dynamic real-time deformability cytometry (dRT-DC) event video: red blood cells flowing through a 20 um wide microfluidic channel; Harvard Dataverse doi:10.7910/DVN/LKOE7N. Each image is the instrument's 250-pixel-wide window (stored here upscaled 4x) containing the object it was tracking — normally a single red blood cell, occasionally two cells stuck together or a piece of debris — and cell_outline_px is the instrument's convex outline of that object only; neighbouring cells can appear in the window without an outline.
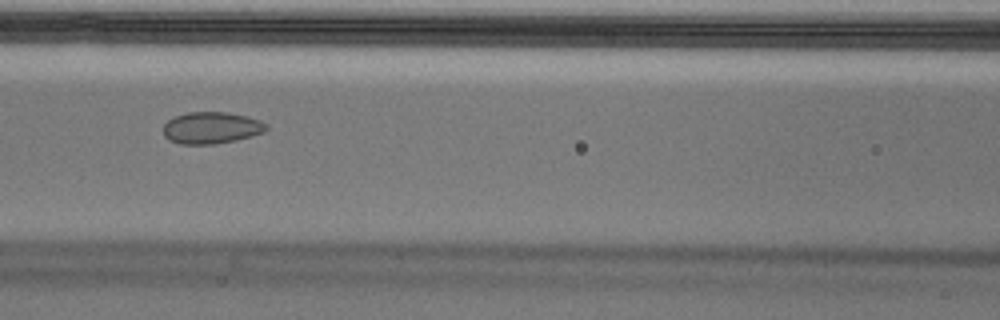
{"species": "Egyptian fruit bat (a non-hibernating species)", "species_latin": "Rousettus aegyptiacus", "temperature_condition": "cold", "stored_images_in_passage": 55, "camera_frame_rate_fps": 3000, "um_per_image_px": 0.085, "animal": {"sex": "male"}, "frame": {"image": 1, "passage_image": 24, "time_ms": 7.667, "image_size_px": [1000, 320], "cell_outline_px": [[268, 128], [264, 132], [252, 136], [236, 140], [216, 144], [180, 144], [168, 140], [164, 136], [164, 124], [168, 120], [176, 116], [188, 112], [228, 112], [248, 116], [260, 120], [268, 124]], "centroid_in_image_um": [17.99, 10.86], "position_along_channel_um": 148.6, "area_um2": 19.25}}
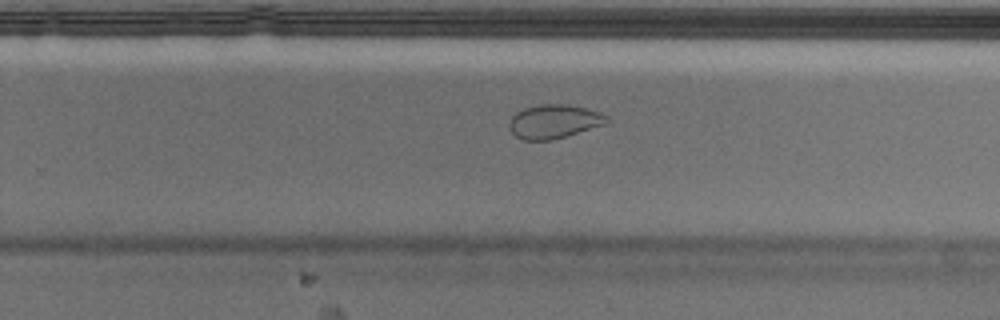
{"frame": {"image": 2, "passage_image": 35, "time_ms": 11.333, "image_size_px": [1000, 320], "cell_outline_px": [[608, 120], [604, 124], [552, 140], [524, 140], [516, 136], [508, 128], [508, 124], [512, 116], [516, 112], [524, 108], [540, 104], [568, 104], [588, 108], [600, 112], [608, 116]], "centroid_in_image_um": [47.06, 10.31], "position_along_channel_um": 282.7, "area_um2": 19.19}}
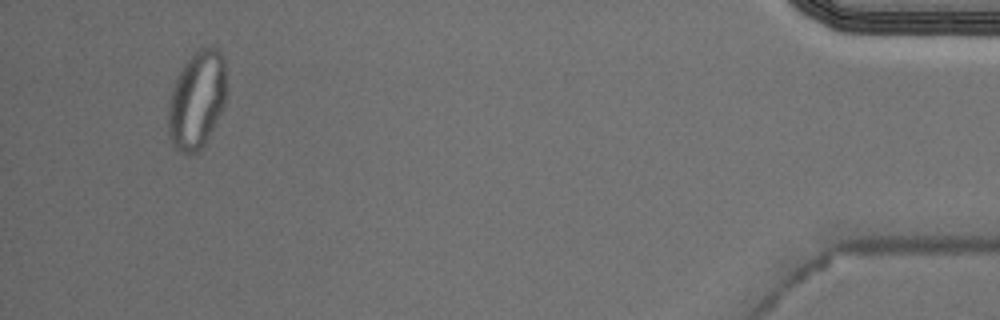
{"frame": {"image": 3, "passage_image": 52, "time_ms": 17.0, "image_size_px": [1000, 320], "cell_outline_px": [[224, 104], [204, 144], [196, 152], [188, 156], [180, 152], [176, 148], [168, 132], [168, 104], [172, 88], [176, 76], [184, 64], [200, 48], [216, 48], [224, 56]], "centroid_in_image_um": [16.69, 8.5], "position_along_channel_um": 418.5, "area_um2": 32.48}, "authors_computed_cell_mechanics": {"area_um2": 21.386, "velocity_mm_per_s": 3.669, "shape_relaxation_time_tau1_ms": null, "shape_relaxation_time_tau2_ms": 0.9852, "deformation_change_tau1": null, "deformation_change_tau2": 0.0478}}